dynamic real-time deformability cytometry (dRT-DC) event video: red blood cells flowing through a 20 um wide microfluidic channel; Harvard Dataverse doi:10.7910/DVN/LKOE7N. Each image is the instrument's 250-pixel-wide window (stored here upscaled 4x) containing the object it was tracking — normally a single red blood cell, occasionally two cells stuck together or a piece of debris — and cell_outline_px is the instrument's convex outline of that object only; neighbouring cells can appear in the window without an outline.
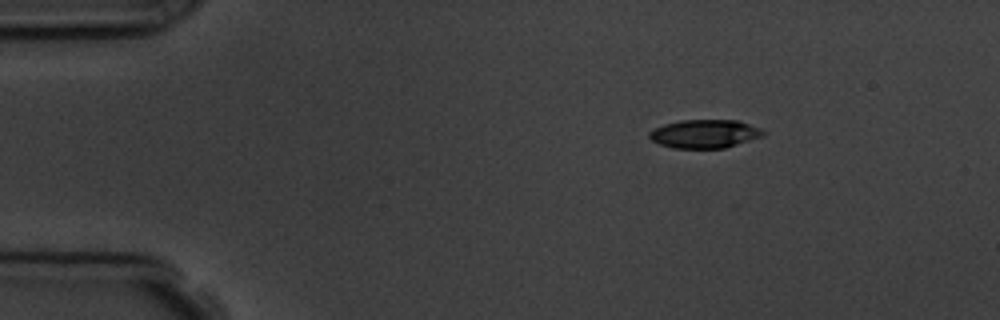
{"species": "common noctule bat (a hibernating species)", "species_latin": "Nyctalus noctula", "temperature_condition": "room temperature", "stored_images_in_passage": 3, "camera_frame_rate_fps": 3000, "um_per_image_px": 0.085, "animal": {"sex": "male", "body_mass_g": 19.5, "forearm_length_mm": 54.6}, "frame": {"image": 1, "passage_image": 1, "time_ms": 0.0, "image_size_px": [1000, 320], "cell_outline_px": [[764, 136], [724, 148], [672, 148], [660, 144], [652, 140], [648, 136], [648, 132], [664, 124], [680, 120], [736, 120], [760, 128], [764, 132]], "centroid_in_image_um": [59.88, 11.37], "position_along_channel_um": 25.1, "area_um2": 18.79}}